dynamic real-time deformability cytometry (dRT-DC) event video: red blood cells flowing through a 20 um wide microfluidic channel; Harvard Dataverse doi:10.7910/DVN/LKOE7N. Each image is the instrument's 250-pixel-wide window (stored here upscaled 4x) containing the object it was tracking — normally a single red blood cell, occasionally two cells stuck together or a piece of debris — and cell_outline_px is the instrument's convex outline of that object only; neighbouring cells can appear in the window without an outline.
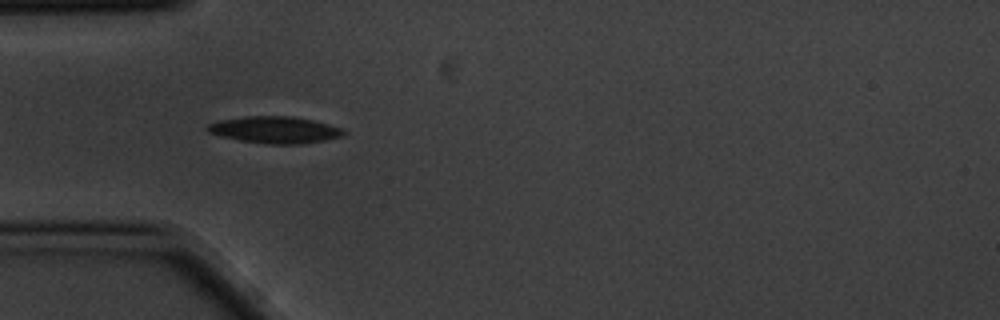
{"species": "common noctule bat (a hibernating species)", "species_latin": "Nyctalus noctula", "temperature_condition": "cold", "stored_images_in_passage": 6, "camera_frame_rate_fps": 3000, "um_per_image_px": 0.085, "animal": {"sex": "male", "body_mass_g": 20.1, "forearm_length_mm": 53.5}, "frame": {"image": 1, "passage_image": 5, "time_ms": 1.333, "image_size_px": [1000, 320], "cell_outline_px": [[344, 136], [324, 140], [300, 144], [268, 144], [220, 136], [208, 132], [204, 128], [208, 124], [220, 120], [244, 116], [292, 116], [312, 120], [340, 128], [344, 132]], "centroid_in_image_um": [23.32, 11.03], "position_along_channel_um": 61.7, "area_um2": 20.98}}